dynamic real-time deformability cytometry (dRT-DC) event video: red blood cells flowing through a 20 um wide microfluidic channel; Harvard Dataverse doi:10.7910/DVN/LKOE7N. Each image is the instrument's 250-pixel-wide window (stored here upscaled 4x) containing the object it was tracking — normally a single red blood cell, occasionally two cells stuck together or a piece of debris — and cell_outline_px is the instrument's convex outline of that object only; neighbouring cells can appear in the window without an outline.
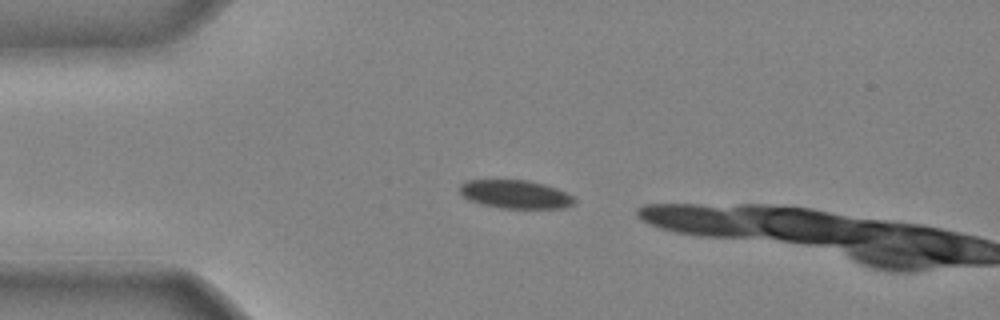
{"species": "common noctule bat (a hibernating species)", "species_latin": "Nyctalus noctula", "temperature_condition": "cold", "stored_images_in_passage": 4, "camera_frame_rate_fps": 3000, "um_per_image_px": 0.085, "animal": {"sex": "male", "body_mass_g": 20.4}, "frame": {"image": 1, "passage_image": 2, "time_ms": 0.333, "image_size_px": [1000, 320], "cell_outline_px": [[576, 200], [572, 204], [564, 208], [504, 208], [484, 204], [468, 200], [460, 192], [460, 184], [464, 180], [528, 180], [544, 184], [568, 192]], "centroid_in_image_um": [43.82, 16.5], "position_along_channel_um": 41.2, "area_um2": 18.9}}